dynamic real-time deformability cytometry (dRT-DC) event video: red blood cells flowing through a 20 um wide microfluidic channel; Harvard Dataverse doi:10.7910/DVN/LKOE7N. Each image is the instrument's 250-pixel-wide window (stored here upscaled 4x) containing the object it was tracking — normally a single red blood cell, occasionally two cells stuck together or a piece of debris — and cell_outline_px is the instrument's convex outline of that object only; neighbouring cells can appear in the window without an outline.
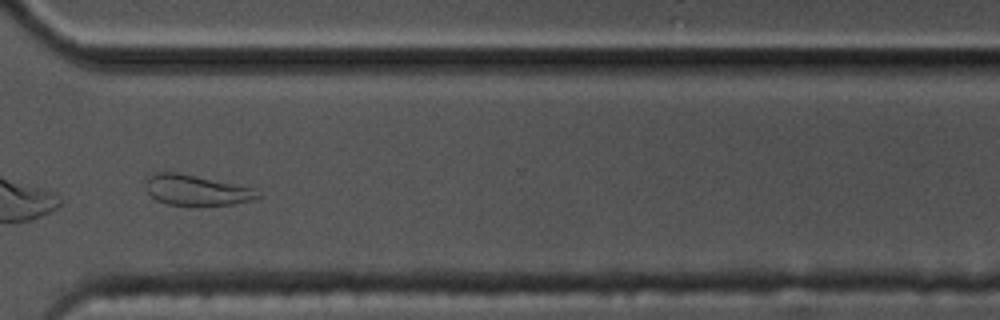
{"species": "common noctule bat (a hibernating species)", "species_latin": "Nyctalus noctula", "temperature_condition": "cold", "stored_images_in_passage": 54, "camera_frame_rate_fps": 3000, "um_per_image_px": 0.085, "animal": {"sex": "male", "body_mass_g": 17.5, "forearm_length_mm": 52.3}, "frame": {"image": 1, "passage_image": 40, "time_ms": 13.0, "image_size_px": [1000, 320], "cell_outline_px": [[260, 196], [252, 200], [232, 204], [168, 204], [156, 200], [148, 192], [148, 176], [156, 172], [180, 172], [252, 188]], "centroid_in_image_um": [16.67, 16.14], "position_along_channel_um": 353.9, "area_um2": 19.19}}
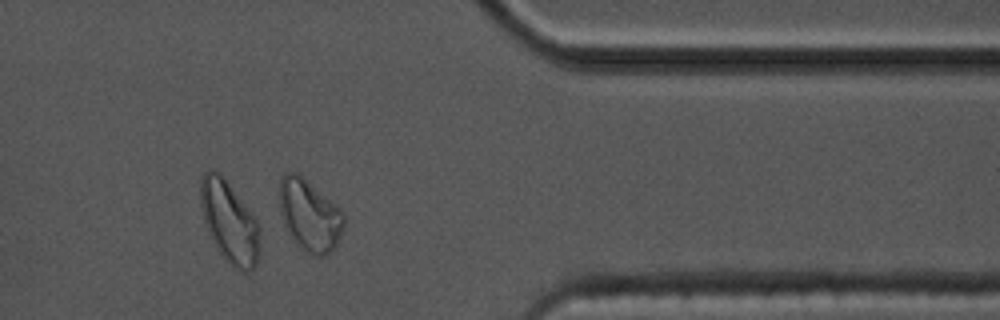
{"frame": {"image": 2, "passage_image": 44, "time_ms": 14.333, "image_size_px": [1000, 320], "cell_outline_px": [[344, 228], [332, 252], [324, 256], [316, 256], [300, 248], [288, 232], [280, 212], [280, 180], [284, 172], [296, 172], [340, 208], [344, 212]], "centroid_in_image_um": [26.33, 18.31], "position_along_channel_um": 385.1, "area_um2": 26.59}, "authors_computed_cell_mechanics": {"area_um2": 21.5016, "velocity_mm_per_s": 3.4205, "shape_relaxation_time_tau1_ms": 8.184, "shape_relaxation_time_tau2_ms": 8.3259, "deformation_change_tau1": 0.1769, "deformation_change_tau2": 0.1635}}